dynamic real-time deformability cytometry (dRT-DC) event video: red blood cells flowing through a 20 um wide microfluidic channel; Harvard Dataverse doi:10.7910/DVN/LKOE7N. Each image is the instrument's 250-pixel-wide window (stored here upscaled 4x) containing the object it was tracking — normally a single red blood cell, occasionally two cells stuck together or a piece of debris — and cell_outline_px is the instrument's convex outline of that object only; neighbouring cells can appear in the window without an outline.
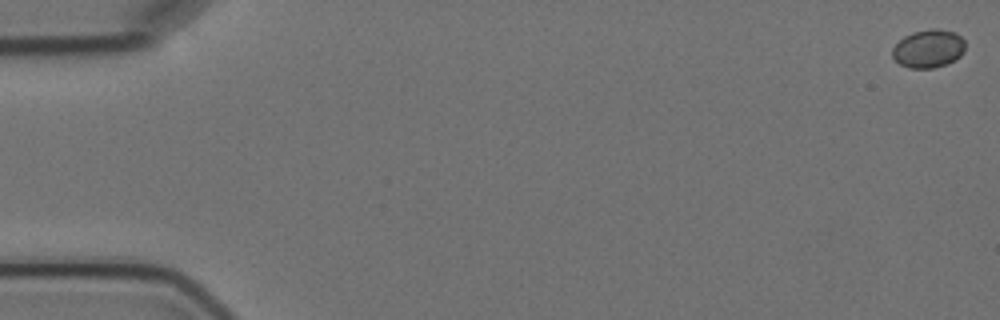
{"species": "Egyptian fruit bat (a non-hibernating species)", "species_latin": "Rousettus aegyptiacus", "temperature_condition": "cold", "stored_images_in_passage": 5, "camera_frame_rate_fps": 3000, "um_per_image_px": 0.085, "animal": {"sex": "female"}, "frame": {"image": 1, "passage_image": 1, "time_ms": 0.0, "image_size_px": [1000, 320], "cell_outline_px": [[964, 52], [956, 60], [948, 64], [932, 68], [908, 68], [900, 64], [892, 56], [892, 48], [904, 36], [912, 32], [932, 28], [936, 28], [956, 32], [964, 40]], "centroid_in_image_um": [78.93, 4.13], "position_along_channel_um": 6.1, "area_um2": 16.36}}
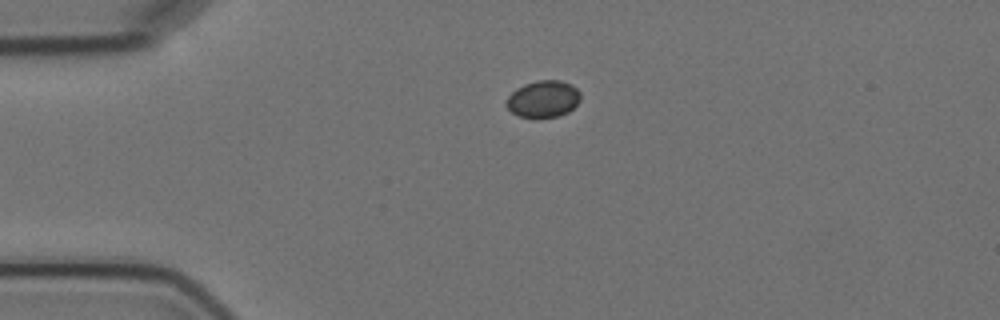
{"frame": {"image": 2, "passage_image": 4, "time_ms": 4.333, "image_size_px": [1000, 320], "cell_outline_px": [[580, 100], [568, 112], [556, 116], [520, 116], [512, 112], [504, 104], [508, 96], [516, 88], [524, 84], [540, 80], [560, 80], [572, 84], [580, 92]], "centroid_in_image_um": [46.17, 8.38], "position_along_channel_um": 38.8, "area_um2": 15.66}}